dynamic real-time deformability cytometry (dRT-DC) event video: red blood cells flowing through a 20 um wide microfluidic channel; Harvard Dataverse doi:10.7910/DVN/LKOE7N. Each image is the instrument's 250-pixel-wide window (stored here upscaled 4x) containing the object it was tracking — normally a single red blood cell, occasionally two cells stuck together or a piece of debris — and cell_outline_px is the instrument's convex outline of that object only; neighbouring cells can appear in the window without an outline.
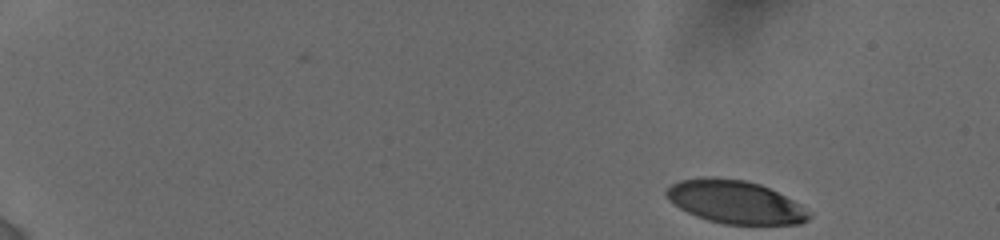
{"species": "human", "species_latin": "Homo sapiens", "temperature_condition": "cold", "stored_images_in_passage": 8, "camera_frame_rate_fps": 3000, "um_per_image_px": 0.085, "donor": {"sex": "female"}, "frame": {"image": 1, "passage_image": 1, "time_ms": 0.0, "image_size_px": [1000, 240], "cell_outline_px": [[812, 216], [808, 220], [800, 224], [724, 224], [708, 220], [696, 216], [680, 208], [668, 200], [664, 196], [664, 192], [672, 184], [680, 180], [704, 176], [716, 176], [744, 180], [760, 184], [800, 204]], "centroid_in_image_um": [62.45, 17.15], "position_along_channel_um": 22.6, "area_um2": 35.78}}